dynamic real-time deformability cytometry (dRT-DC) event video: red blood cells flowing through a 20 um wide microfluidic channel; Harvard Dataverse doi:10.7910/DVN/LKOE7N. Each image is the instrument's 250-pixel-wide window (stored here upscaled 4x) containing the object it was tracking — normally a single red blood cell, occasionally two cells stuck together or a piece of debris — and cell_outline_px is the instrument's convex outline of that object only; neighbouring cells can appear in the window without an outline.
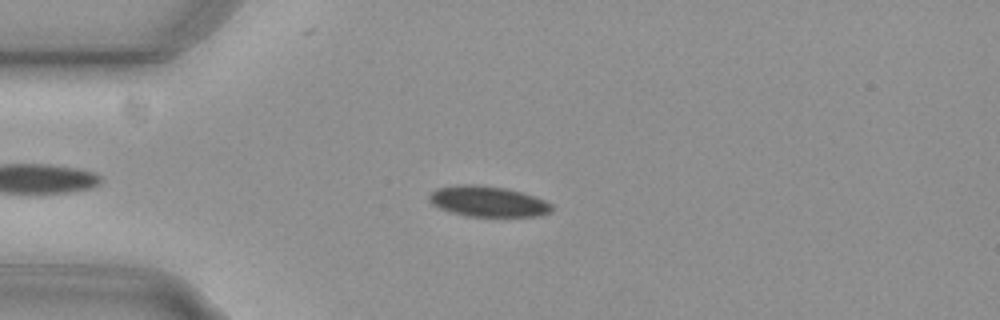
{"species": "common noctule bat (a hibernating species)", "species_latin": "Nyctalus noctula", "temperature_condition": "cold", "stored_images_in_passage": 46, "camera_frame_rate_fps": 3000, "um_per_image_px": 0.085, "animal": {"sex": "female", "body_mass_g": 29.2, "forearm_length_mm": 56.3}, "frame": {"image": 1, "passage_image": 5, "time_ms": 1.333, "image_size_px": [1000, 320], "cell_outline_px": [[552, 212], [540, 216], [468, 216], [452, 212], [440, 208], [432, 204], [428, 200], [428, 196], [436, 188], [460, 184], [472, 184], [504, 188], [520, 192], [544, 200], [552, 204]], "centroid_in_image_um": [41.46, 17.12], "position_along_channel_um": 43.5, "area_um2": 21.68}}
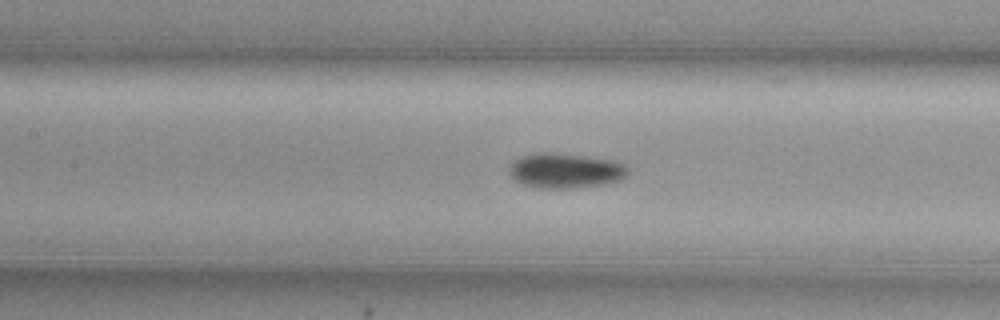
{"frame": {"image": 2, "passage_image": 16, "time_ms": 5.0, "image_size_px": [1000, 320], "cell_outline_px": [[628, 172], [620, 180], [604, 184], [576, 188], [540, 188], [524, 184], [516, 180], [508, 172], [508, 168], [512, 160], [520, 156], [536, 152], [556, 152], [616, 160], [624, 164], [628, 168]], "centroid_in_image_um": [48.04, 14.48], "position_along_channel_um": 159.4, "area_um2": 24.51}}
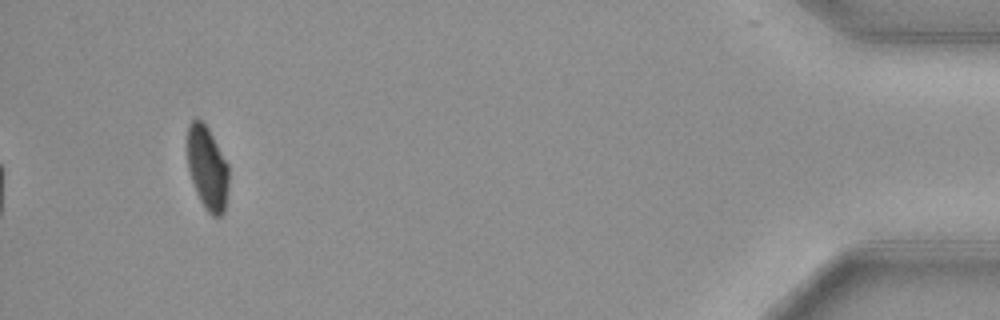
{"frame": {"image": 3, "passage_image": 43, "time_ms": 14.0, "image_size_px": [1000, 320], "cell_outline_px": [[228, 184], [224, 212], [220, 216], [212, 216], [204, 208], [196, 192], [188, 168], [188, 124], [192, 120], [200, 120], [208, 128], [228, 164]], "centroid_in_image_um": [17.63, 14.31], "position_along_channel_um": 417.6, "area_um2": 19.88}, "authors_computed_cell_mechanics": {"area_um2": 22.5998, "velocity_mm_per_s": 3.7324, "shape_relaxation_time_tau1_ms": 3.4574, "shape_relaxation_time_tau2_ms": null, "deformation_change_tau1": 0.105, "deformation_change_tau2": null}}